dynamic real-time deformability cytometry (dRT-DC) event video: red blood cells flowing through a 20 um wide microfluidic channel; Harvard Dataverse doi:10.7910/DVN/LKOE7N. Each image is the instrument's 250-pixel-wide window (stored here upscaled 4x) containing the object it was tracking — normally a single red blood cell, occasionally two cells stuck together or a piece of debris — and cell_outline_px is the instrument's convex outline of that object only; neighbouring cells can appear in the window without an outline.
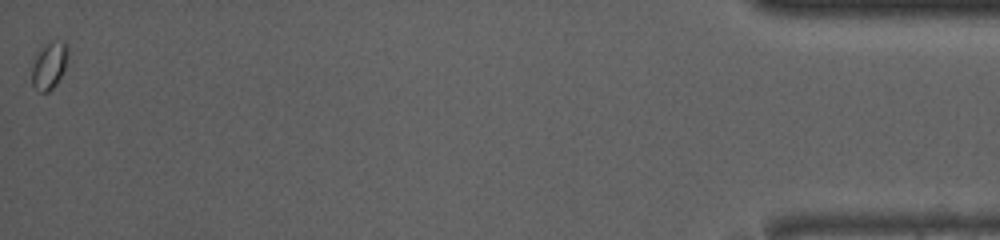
{"species": "common noctule bat (a hibernating species)", "species_latin": "Nyctalus noctula", "temperature_condition": "room temperature", "stored_images_in_passage": 49, "camera_frame_rate_fps": 3000, "um_per_image_px": 0.085, "animal": {"sex": "male", "body_mass_g": 13.0, "forearm_length_mm": 53.1}, "frame": {"image": 1, "passage_image": 49, "time_ms": 16.0, "image_size_px": [1000, 240], "cell_outline_px": [[68, 56], [64, 68], [56, 84], [48, 92], [40, 92], [32, 84], [32, 68], [40, 44], [52, 40], [64, 40], [68, 44]], "centroid_in_image_um": [4.19, 5.48], "position_along_channel_um": 431.0, "area_um2": 10.12}}